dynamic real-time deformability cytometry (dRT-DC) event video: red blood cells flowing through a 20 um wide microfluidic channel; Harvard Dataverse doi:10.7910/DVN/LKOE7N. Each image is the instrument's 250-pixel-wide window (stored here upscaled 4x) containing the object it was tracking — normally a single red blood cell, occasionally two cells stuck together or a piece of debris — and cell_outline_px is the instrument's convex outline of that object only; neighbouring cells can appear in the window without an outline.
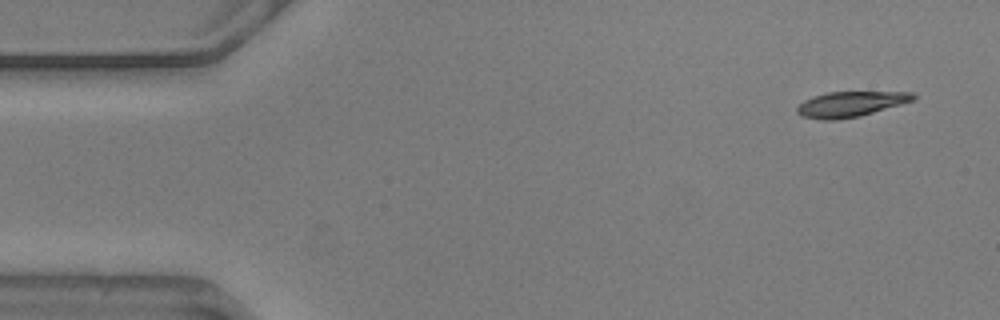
{"species": "common noctule bat (a hibernating species)", "species_latin": "Nyctalus noctula", "temperature_condition": "warm", "stored_images_in_passage": 53, "camera_frame_rate_fps": 3000, "um_per_image_px": 0.085, "animal": {"sex": "male", "body_mass_g": 20.5, "forearm_length_mm": 52.5}, "frame": {"image": 1, "passage_image": 1, "time_ms": 0.0, "image_size_px": [1000, 320], "cell_outline_px": [[916, 100], [860, 116], [836, 120], [824, 120], [800, 116], [796, 112], [796, 108], [804, 100], [812, 96], [828, 92], [916, 92]], "centroid_in_image_um": [72.3, 8.85], "position_along_channel_um": 12.7, "area_um2": 17.28}}
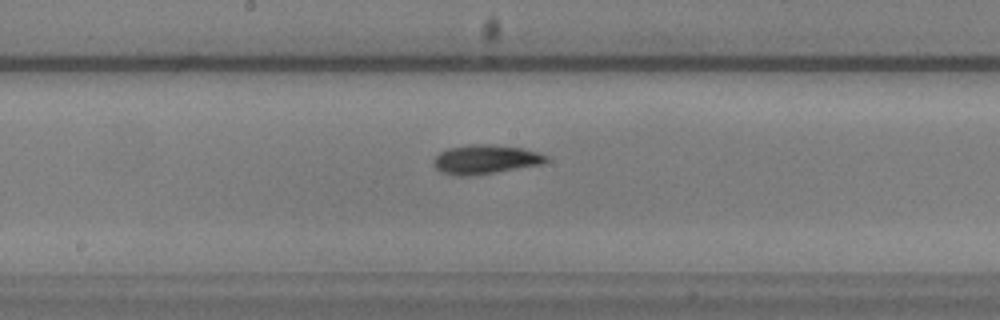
{"frame": {"image": 2, "passage_image": 26, "time_ms": 8.333, "image_size_px": [1000, 320], "cell_outline_px": [[548, 160], [544, 164], [496, 172], [464, 176], [460, 176], [440, 172], [432, 164], [432, 160], [440, 152], [448, 148], [472, 144], [488, 144], [524, 148], [548, 156]], "centroid_in_image_um": [41.25, 13.55], "position_along_channel_um": 206.9, "area_um2": 19.13}}
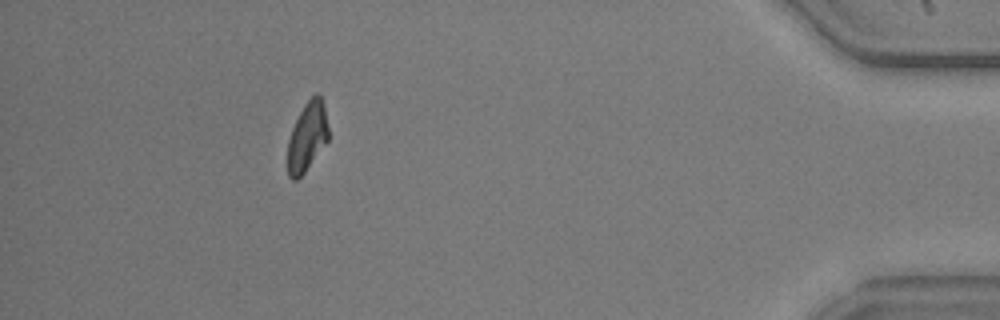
{"frame": {"image": 3, "passage_image": 48, "time_ms": 15.667, "image_size_px": [1000, 320], "cell_outline_px": [[328, 140], [304, 172], [296, 180], [292, 180], [288, 176], [288, 140], [292, 128], [304, 104], [316, 92], [320, 96], [324, 104], [328, 128]], "centroid_in_image_um": [26.11, 11.6], "position_along_channel_um": 409.1, "area_um2": 16.18}, "authors_computed_cell_mechanics": {"area_um2": 17.6868, "velocity_mm_per_s": 3.583, "shape_relaxation_time_tau1_ms": 5.9389, "shape_relaxation_time_tau2_ms": 5.3543, "deformation_change_tau1": 0.185, "deformation_change_tau2": 0.0898}}